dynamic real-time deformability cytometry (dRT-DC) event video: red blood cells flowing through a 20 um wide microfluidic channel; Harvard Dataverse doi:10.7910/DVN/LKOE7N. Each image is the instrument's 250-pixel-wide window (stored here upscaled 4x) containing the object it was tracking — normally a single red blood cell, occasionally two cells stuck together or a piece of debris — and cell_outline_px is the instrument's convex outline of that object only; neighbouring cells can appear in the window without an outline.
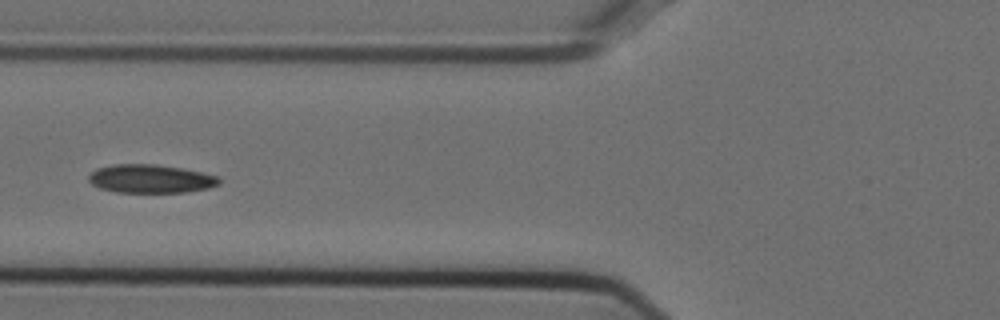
{"species": "Egyptian fruit bat (a non-hibernating species)", "species_latin": "Rousettus aegyptiacus", "temperature_condition": "cold", "stored_images_in_passage": 20, "camera_frame_rate_fps": 3000, "um_per_image_px": 0.085, "animal": {"sex": "female"}, "frame": {"image": 1, "passage_image": 12, "time_ms": 3.667, "image_size_px": [1000, 320], "cell_outline_px": [[220, 184], [208, 188], [184, 192], [116, 192], [100, 188], [92, 184], [88, 180], [88, 176], [96, 168], [112, 164], [156, 164], [184, 168], [216, 176], [220, 180]], "centroid_in_image_um": [12.77, 15.18], "position_along_channel_um": 113.0, "area_um2": 21.62}}
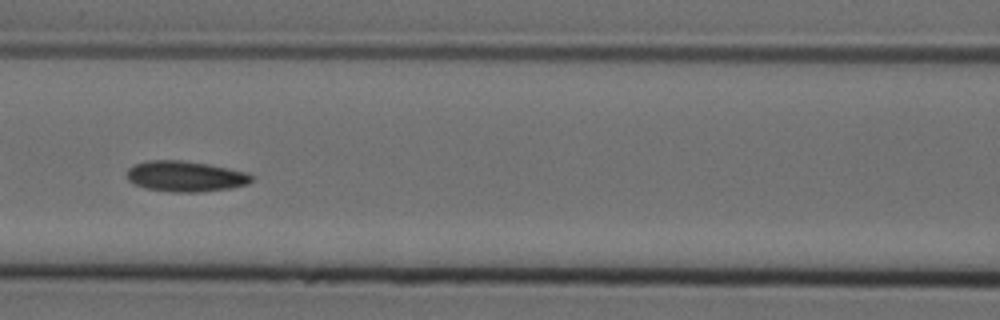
{"frame": {"image": 2, "passage_image": 15, "time_ms": 4.667, "image_size_px": [1000, 320], "cell_outline_px": [[252, 180], [248, 184], [232, 188], [200, 192], [172, 192], [144, 188], [128, 180], [128, 168], [136, 164], [148, 160], [180, 160], [208, 164], [248, 172], [252, 176]], "centroid_in_image_um": [15.78, 14.99], "position_along_channel_um": 150.8, "area_um2": 22.25}}